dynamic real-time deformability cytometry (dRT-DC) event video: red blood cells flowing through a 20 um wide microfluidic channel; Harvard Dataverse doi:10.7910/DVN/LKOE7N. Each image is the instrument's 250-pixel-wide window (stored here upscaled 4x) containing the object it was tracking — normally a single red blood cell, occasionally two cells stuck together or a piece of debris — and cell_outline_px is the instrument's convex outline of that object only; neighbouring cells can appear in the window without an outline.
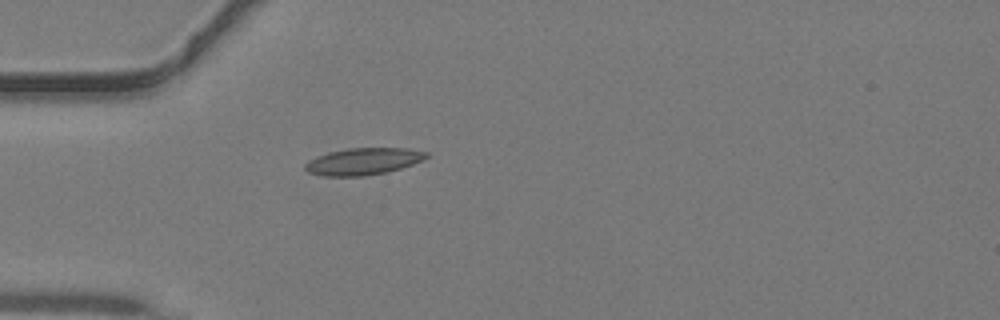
{"species": "common noctule bat (a hibernating species)", "species_latin": "Nyctalus noctula", "temperature_condition": "warm", "stored_images_in_passage": 10, "camera_frame_rate_fps": 3000, "um_per_image_px": 0.085, "animal": {"sex": "male", "body_mass_g": 19.2, "forearm_length_mm": 51.8}, "frame": {"image": 1, "passage_image": 1, "time_ms": 0.0, "image_size_px": [1000, 320], "cell_outline_px": [[428, 156], [412, 164], [388, 172], [364, 176], [324, 176], [308, 172], [304, 168], [304, 164], [308, 160], [316, 156], [328, 152], [348, 148], [408, 148], [428, 152]], "centroid_in_image_um": [30.84, 13.71], "position_along_channel_um": 54.2, "area_um2": 19.02}}
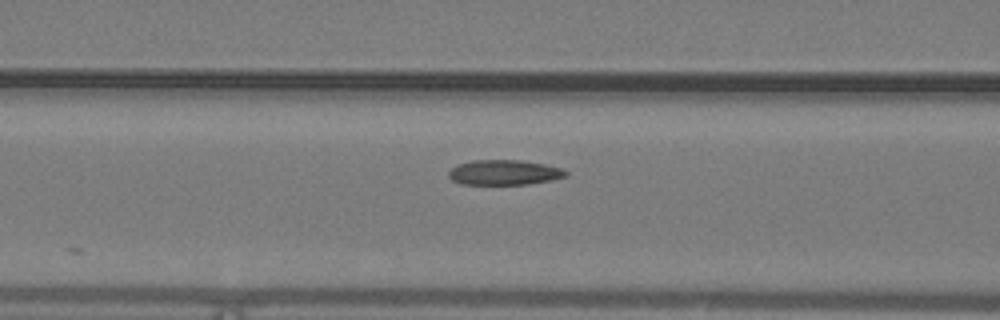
{"frame": {"image": 2, "passage_image": 6, "time_ms": 1.667, "image_size_px": [1000, 320], "cell_outline_px": [[568, 176], [552, 180], [528, 184], [460, 184], [452, 180], [448, 176], [448, 172], [456, 164], [472, 160], [520, 160], [544, 164], [560, 168], [568, 172]], "centroid_in_image_um": [42.84, 14.66], "position_along_channel_um": 123.8, "area_um2": 17.17}}
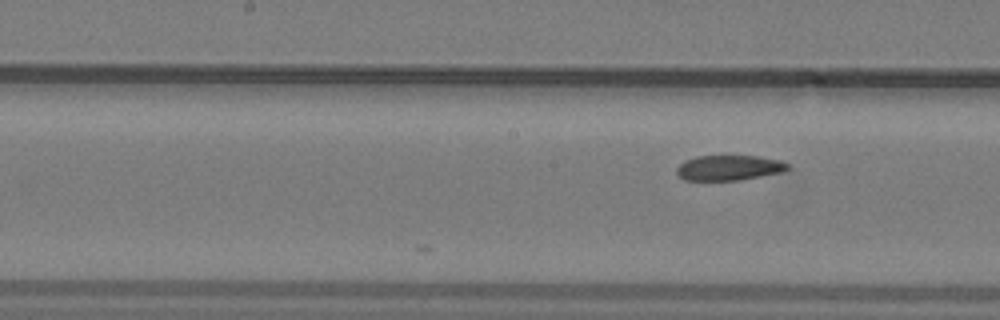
{"frame": {"image": 3, "passage_image": 10, "time_ms": 3.0, "image_size_px": [1000, 320], "cell_outline_px": [[788, 168], [784, 172], [740, 180], [684, 180], [676, 172], [676, 168], [684, 160], [696, 156], [760, 156], [780, 160], [788, 164]], "centroid_in_image_um": [61.97, 14.26], "position_along_channel_um": 186.2, "area_um2": 16.36}}